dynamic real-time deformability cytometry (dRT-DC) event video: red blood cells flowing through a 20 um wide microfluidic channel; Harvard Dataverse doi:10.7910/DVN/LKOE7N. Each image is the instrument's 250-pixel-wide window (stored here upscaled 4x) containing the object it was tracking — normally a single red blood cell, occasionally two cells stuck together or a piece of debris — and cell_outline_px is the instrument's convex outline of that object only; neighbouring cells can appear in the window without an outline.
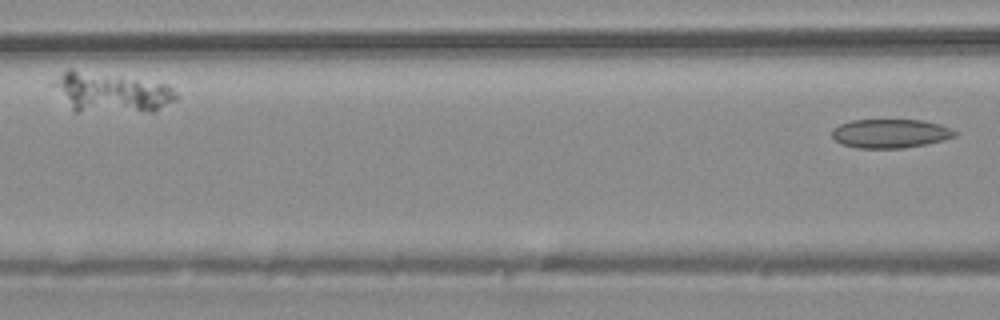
{"species": "common noctule bat (a hibernating species)", "species_latin": "Nyctalus noctula", "temperature_condition": "warm", "stored_images_in_passage": 3, "segment_of_instrument_passage": [2, 2], "camera_frame_rate_fps": 3000, "um_per_image_px": 0.085, "animal": {"sex": "male", "body_mass_g": 20.4}, "frame": {"image": 1, "passage_image": 3, "time_ms": 0.667, "image_size_px": [1000, 320], "cell_outline_px": [[960, 132], [956, 136], [944, 140], [904, 148], [856, 148], [840, 144], [832, 136], [832, 128], [840, 124], [852, 120], [920, 120], [940, 124], [952, 128]], "centroid_in_image_um": [75.69, 11.35], "position_along_channel_um": 90.9, "area_um2": 20.87}}